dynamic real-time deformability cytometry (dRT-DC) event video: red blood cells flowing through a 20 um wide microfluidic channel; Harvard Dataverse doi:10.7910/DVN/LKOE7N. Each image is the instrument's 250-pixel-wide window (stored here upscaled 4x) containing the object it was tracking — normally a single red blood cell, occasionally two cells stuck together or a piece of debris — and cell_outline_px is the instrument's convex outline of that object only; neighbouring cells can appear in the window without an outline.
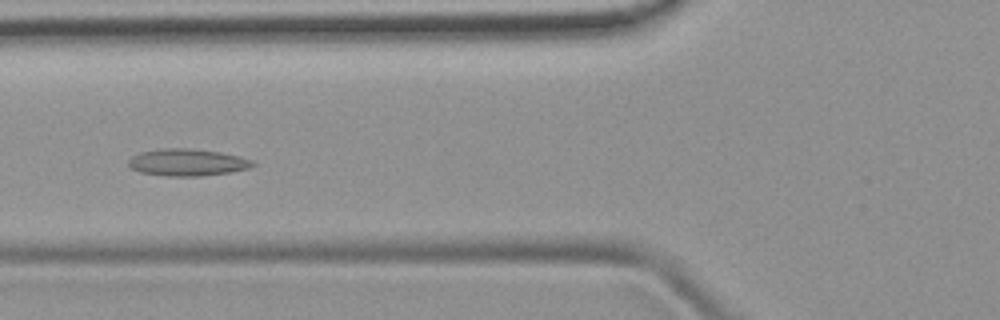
{"species": "common noctule bat (a hibernating species)", "species_latin": "Nyctalus noctula", "temperature_condition": "room temperature", "stored_images_in_passage": 12, "camera_frame_rate_fps": 3000, "um_per_image_px": 0.085, "animal": {"sex": "female", "body_mass_g": 19.9}, "frame": {"image": 1, "passage_image": 6, "time_ms": 1.667, "image_size_px": [1000, 320], "cell_outline_px": [[256, 164], [248, 168], [228, 172], [200, 176], [168, 176], [140, 172], [132, 168], [128, 164], [128, 160], [132, 156], [140, 152], [160, 148], [192, 148], [220, 152], [240, 156], [252, 160]], "centroid_in_image_um": [15.91, 13.79], "position_along_channel_um": 109.9, "area_um2": 19.54}}
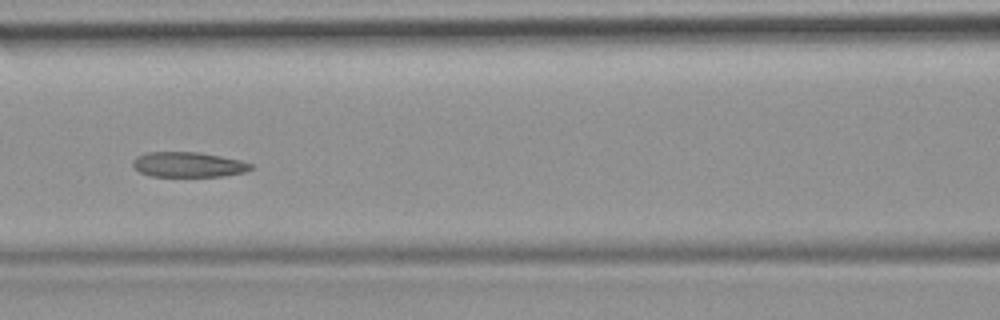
{"frame": {"image": 2, "passage_image": 9, "time_ms": 2.667, "image_size_px": [1000, 320], "cell_outline_px": [[252, 168], [244, 172], [220, 176], [148, 176], [132, 168], [132, 160], [136, 156], [148, 152], [200, 152], [240, 160], [252, 164]], "centroid_in_image_um": [15.94, 13.98], "position_along_channel_um": 150.7, "area_um2": 17.28}}